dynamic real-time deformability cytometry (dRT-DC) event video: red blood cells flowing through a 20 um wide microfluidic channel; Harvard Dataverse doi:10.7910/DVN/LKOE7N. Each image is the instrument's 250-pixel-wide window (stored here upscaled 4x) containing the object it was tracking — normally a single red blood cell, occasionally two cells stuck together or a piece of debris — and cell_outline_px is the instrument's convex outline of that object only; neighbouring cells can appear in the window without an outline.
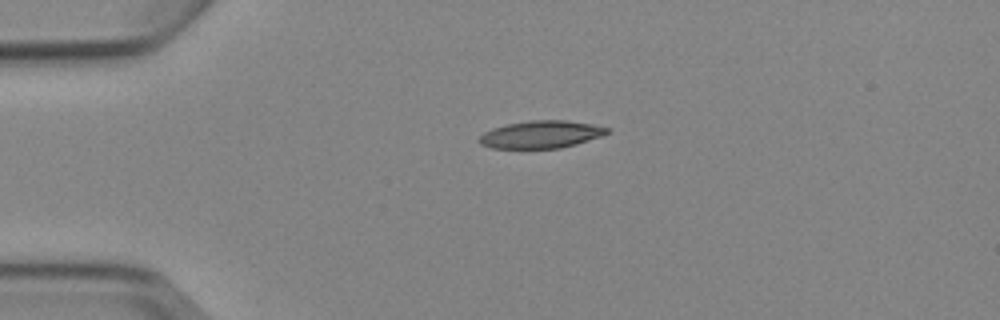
{"species": "Egyptian fruit bat (a non-hibernating species)", "species_latin": "Rousettus aegyptiacus", "temperature_condition": "cold", "stored_images_in_passage": 2, "camera_frame_rate_fps": 3000, "um_per_image_px": 0.085, "animal": {"sex": "female"}, "frame": {"image": 1, "passage_image": 1, "time_ms": 0.0, "image_size_px": [1000, 320], "cell_outline_px": [[608, 132], [604, 136], [576, 144], [560, 148], [492, 148], [480, 144], [476, 140], [484, 132], [492, 128], [508, 124], [532, 120], [564, 120], [592, 124], [608, 128]], "centroid_in_image_um": [45.98, 11.43], "position_along_channel_um": 39.0, "area_um2": 20.46}}